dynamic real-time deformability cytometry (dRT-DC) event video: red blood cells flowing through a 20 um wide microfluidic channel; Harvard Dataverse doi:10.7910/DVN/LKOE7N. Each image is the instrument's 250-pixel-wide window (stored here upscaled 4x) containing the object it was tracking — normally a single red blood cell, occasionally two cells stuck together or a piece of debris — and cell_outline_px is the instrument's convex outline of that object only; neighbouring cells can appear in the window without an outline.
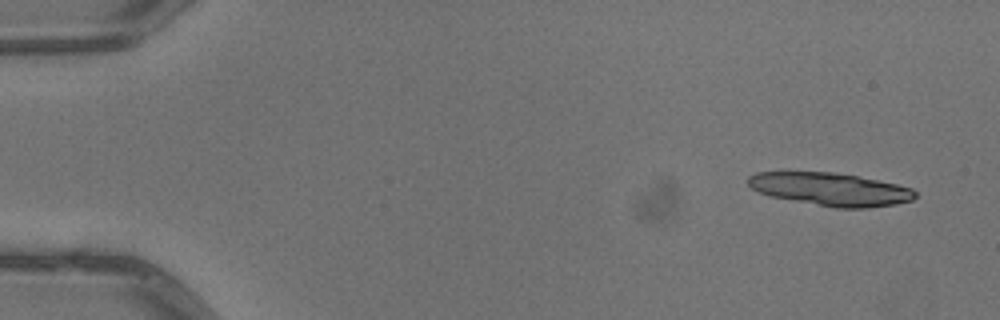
{"species": "common noctule bat (a hibernating species)", "species_latin": "Nyctalus noctula", "temperature_condition": "warm", "stored_images_in_passage": 6, "segment_of_instrument_passage": [1, 2], "camera_frame_rate_fps": 3000, "um_per_image_px": 0.085, "animal": {"sex": "male", "body_mass_g": 13.3}, "frame": {"image": 1, "passage_image": 1, "time_ms": 0.0, "image_size_px": [1000, 320], "cell_outline_px": [[916, 196], [912, 200], [896, 204], [868, 208], [836, 208], [768, 196], [756, 192], [748, 184], [748, 176], [756, 172], [788, 168], [836, 172], [896, 184], [912, 188], [916, 192]], "centroid_in_image_um": [70.45, 16.03], "position_along_channel_um": 14.6, "area_um2": 33.29}}